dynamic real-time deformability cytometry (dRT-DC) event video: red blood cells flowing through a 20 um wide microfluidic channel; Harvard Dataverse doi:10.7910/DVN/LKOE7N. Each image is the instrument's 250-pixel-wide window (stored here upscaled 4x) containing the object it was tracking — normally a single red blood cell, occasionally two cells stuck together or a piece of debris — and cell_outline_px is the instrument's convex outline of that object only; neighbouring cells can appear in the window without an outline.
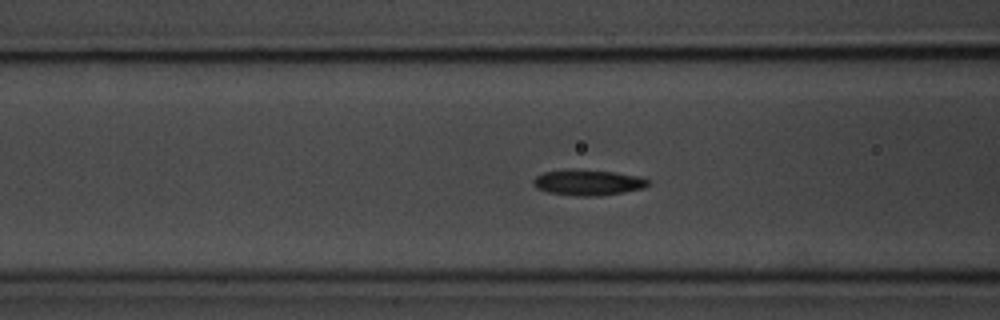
{"species": "common noctule bat (a hibernating species)", "species_latin": "Nyctalus noctula", "temperature_condition": "room temperature", "stored_images_in_passage": 55, "camera_frame_rate_fps": 3000, "um_per_image_px": 0.085, "animal": {"sex": "male", "body_mass_g": 20.1, "forearm_length_mm": 53.5}, "frame": {"image": 1, "passage_image": 20, "time_ms": 6.333, "image_size_px": [1000, 320], "cell_outline_px": [[652, 184], [644, 188], [624, 192], [600, 196], [576, 196], [548, 192], [536, 188], [532, 184], [532, 180], [536, 176], [544, 172], [568, 168], [612, 172], [644, 176], [652, 180]], "centroid_in_image_um": [50.03, 15.5], "position_along_channel_um": 116.6, "area_um2": 17.69}}
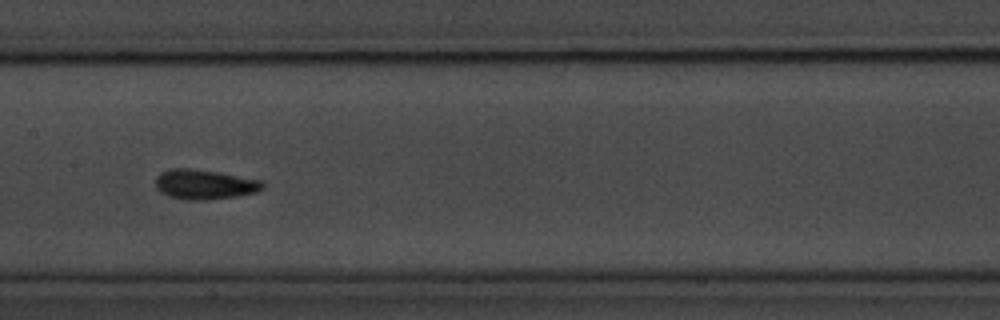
{"frame": {"image": 2, "passage_image": 26, "time_ms": 8.333, "image_size_px": [1000, 320], "cell_outline_px": [[264, 188], [256, 192], [236, 196], [204, 200], [188, 200], [168, 196], [160, 192], [156, 188], [156, 176], [160, 172], [172, 168], [188, 168], [216, 172], [260, 180], [264, 184]], "centroid_in_image_um": [17.34, 15.68], "position_along_channel_um": 190.1, "area_um2": 18.44}}
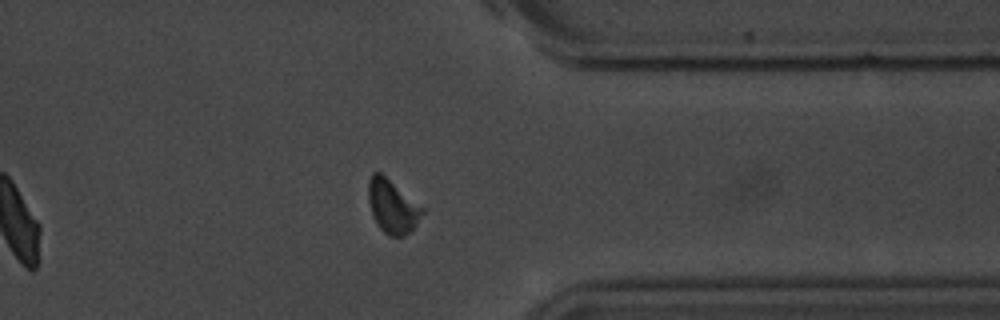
{"frame": {"image": 3, "passage_image": 42, "time_ms": 13.667, "image_size_px": [1000, 320], "cell_outline_px": [[424, 212], [416, 224], [404, 236], [388, 236], [376, 224], [372, 216], [368, 200], [368, 180], [372, 172], [380, 172], [424, 208]], "centroid_in_image_um": [33.32, 17.54], "position_along_channel_um": 378.1, "area_um2": 16.7}, "authors_computed_cell_mechanics": {"area_um2": 16.5308, "velocity_mm_per_s": 3.66, "shape_relaxation_time_tau1_ms": 1.9788, "shape_relaxation_time_tau2_ms": 0.9054, "deformation_change_tau1": 0.0961, "deformation_change_tau2": 0.0525}}